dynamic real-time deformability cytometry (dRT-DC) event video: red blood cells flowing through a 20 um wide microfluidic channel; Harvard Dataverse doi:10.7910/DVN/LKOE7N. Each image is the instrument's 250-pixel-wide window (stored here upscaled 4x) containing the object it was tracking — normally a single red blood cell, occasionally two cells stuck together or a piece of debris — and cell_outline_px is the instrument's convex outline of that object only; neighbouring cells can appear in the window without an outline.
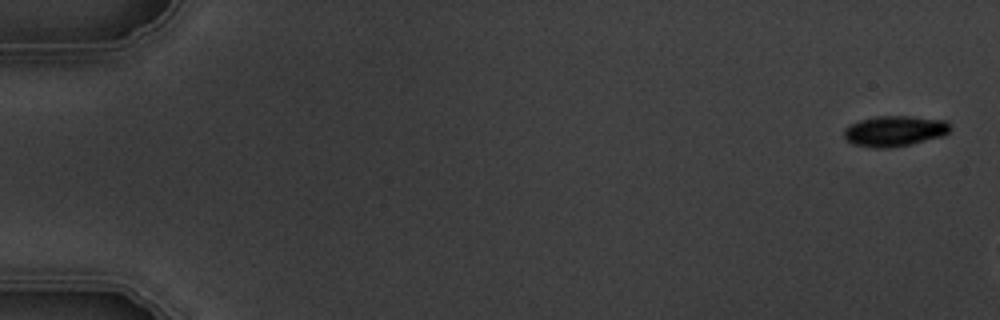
{"species": "common noctule bat (a hibernating species)", "species_latin": "Nyctalus noctula", "temperature_condition": "warm", "stored_images_in_passage": 4, "camera_frame_rate_fps": 3000, "um_per_image_px": 0.085, "animal": {"sex": "male", "body_mass_g": 19.5, "forearm_length_mm": 54.6}, "frame": {"image": 1, "passage_image": 1, "time_ms": 0.0, "image_size_px": [1000, 320], "cell_outline_px": [[952, 128], [944, 136], [912, 144], [888, 148], [876, 148], [856, 144], [848, 140], [844, 136], [844, 128], [848, 124], [860, 120], [876, 116], [912, 116], [948, 120]], "centroid_in_image_um": [76.09, 11.12], "position_along_channel_um": 8.9, "area_um2": 19.13}}